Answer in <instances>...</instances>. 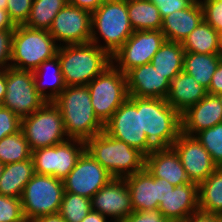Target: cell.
<instances>
[{
	"label": "cell",
	"instance_id": "5",
	"mask_svg": "<svg viewBox=\"0 0 222 222\" xmlns=\"http://www.w3.org/2000/svg\"><path fill=\"white\" fill-rule=\"evenodd\" d=\"M141 109V129L155 148H170L181 133V115L166 99L129 96Z\"/></svg>",
	"mask_w": 222,
	"mask_h": 222
},
{
	"label": "cell",
	"instance_id": "23",
	"mask_svg": "<svg viewBox=\"0 0 222 222\" xmlns=\"http://www.w3.org/2000/svg\"><path fill=\"white\" fill-rule=\"evenodd\" d=\"M202 20L203 8L199 0H194L187 8L164 17L161 31L166 40L182 43Z\"/></svg>",
	"mask_w": 222,
	"mask_h": 222
},
{
	"label": "cell",
	"instance_id": "29",
	"mask_svg": "<svg viewBox=\"0 0 222 222\" xmlns=\"http://www.w3.org/2000/svg\"><path fill=\"white\" fill-rule=\"evenodd\" d=\"M131 27L134 31L161 30L162 17L159 9L149 0L127 2Z\"/></svg>",
	"mask_w": 222,
	"mask_h": 222
},
{
	"label": "cell",
	"instance_id": "28",
	"mask_svg": "<svg viewBox=\"0 0 222 222\" xmlns=\"http://www.w3.org/2000/svg\"><path fill=\"white\" fill-rule=\"evenodd\" d=\"M199 211L222 216V167L198 185Z\"/></svg>",
	"mask_w": 222,
	"mask_h": 222
},
{
	"label": "cell",
	"instance_id": "52",
	"mask_svg": "<svg viewBox=\"0 0 222 222\" xmlns=\"http://www.w3.org/2000/svg\"><path fill=\"white\" fill-rule=\"evenodd\" d=\"M5 164L0 162V177L2 176Z\"/></svg>",
	"mask_w": 222,
	"mask_h": 222
},
{
	"label": "cell",
	"instance_id": "39",
	"mask_svg": "<svg viewBox=\"0 0 222 222\" xmlns=\"http://www.w3.org/2000/svg\"><path fill=\"white\" fill-rule=\"evenodd\" d=\"M21 130V118L0 105V140Z\"/></svg>",
	"mask_w": 222,
	"mask_h": 222
},
{
	"label": "cell",
	"instance_id": "27",
	"mask_svg": "<svg viewBox=\"0 0 222 222\" xmlns=\"http://www.w3.org/2000/svg\"><path fill=\"white\" fill-rule=\"evenodd\" d=\"M184 55L182 43L165 40L150 63L171 81L183 71Z\"/></svg>",
	"mask_w": 222,
	"mask_h": 222
},
{
	"label": "cell",
	"instance_id": "19",
	"mask_svg": "<svg viewBox=\"0 0 222 222\" xmlns=\"http://www.w3.org/2000/svg\"><path fill=\"white\" fill-rule=\"evenodd\" d=\"M129 96L166 99L170 81L151 63L132 68L126 73Z\"/></svg>",
	"mask_w": 222,
	"mask_h": 222
},
{
	"label": "cell",
	"instance_id": "43",
	"mask_svg": "<svg viewBox=\"0 0 222 222\" xmlns=\"http://www.w3.org/2000/svg\"><path fill=\"white\" fill-rule=\"evenodd\" d=\"M222 92V59L220 60L215 73L212 76L210 86L207 89V93L211 95H217Z\"/></svg>",
	"mask_w": 222,
	"mask_h": 222
},
{
	"label": "cell",
	"instance_id": "9",
	"mask_svg": "<svg viewBox=\"0 0 222 222\" xmlns=\"http://www.w3.org/2000/svg\"><path fill=\"white\" fill-rule=\"evenodd\" d=\"M97 118L105 124L129 97L126 74L113 64L87 84Z\"/></svg>",
	"mask_w": 222,
	"mask_h": 222
},
{
	"label": "cell",
	"instance_id": "12",
	"mask_svg": "<svg viewBox=\"0 0 222 222\" xmlns=\"http://www.w3.org/2000/svg\"><path fill=\"white\" fill-rule=\"evenodd\" d=\"M104 132L138 149L145 156L155 149L141 129V109H137L129 97L104 124Z\"/></svg>",
	"mask_w": 222,
	"mask_h": 222
},
{
	"label": "cell",
	"instance_id": "36",
	"mask_svg": "<svg viewBox=\"0 0 222 222\" xmlns=\"http://www.w3.org/2000/svg\"><path fill=\"white\" fill-rule=\"evenodd\" d=\"M0 222H27L20 198L0 194Z\"/></svg>",
	"mask_w": 222,
	"mask_h": 222
},
{
	"label": "cell",
	"instance_id": "18",
	"mask_svg": "<svg viewBox=\"0 0 222 222\" xmlns=\"http://www.w3.org/2000/svg\"><path fill=\"white\" fill-rule=\"evenodd\" d=\"M91 210L119 222L134 212L125 178H112L97 191L91 198Z\"/></svg>",
	"mask_w": 222,
	"mask_h": 222
},
{
	"label": "cell",
	"instance_id": "14",
	"mask_svg": "<svg viewBox=\"0 0 222 222\" xmlns=\"http://www.w3.org/2000/svg\"><path fill=\"white\" fill-rule=\"evenodd\" d=\"M112 178L110 173L85 150L75 167L63 179L64 191L91 199Z\"/></svg>",
	"mask_w": 222,
	"mask_h": 222
},
{
	"label": "cell",
	"instance_id": "24",
	"mask_svg": "<svg viewBox=\"0 0 222 222\" xmlns=\"http://www.w3.org/2000/svg\"><path fill=\"white\" fill-rule=\"evenodd\" d=\"M207 94L204 86L182 71L170 81L166 101L181 115Z\"/></svg>",
	"mask_w": 222,
	"mask_h": 222
},
{
	"label": "cell",
	"instance_id": "42",
	"mask_svg": "<svg viewBox=\"0 0 222 222\" xmlns=\"http://www.w3.org/2000/svg\"><path fill=\"white\" fill-rule=\"evenodd\" d=\"M121 222H171L166 219L159 211L147 210V211H134L127 218Z\"/></svg>",
	"mask_w": 222,
	"mask_h": 222
},
{
	"label": "cell",
	"instance_id": "8",
	"mask_svg": "<svg viewBox=\"0 0 222 222\" xmlns=\"http://www.w3.org/2000/svg\"><path fill=\"white\" fill-rule=\"evenodd\" d=\"M21 130L31 151L52 147L69 139L58 107L49 101L21 119Z\"/></svg>",
	"mask_w": 222,
	"mask_h": 222
},
{
	"label": "cell",
	"instance_id": "2",
	"mask_svg": "<svg viewBox=\"0 0 222 222\" xmlns=\"http://www.w3.org/2000/svg\"><path fill=\"white\" fill-rule=\"evenodd\" d=\"M66 86H84L112 64V56L92 42L61 45L57 55Z\"/></svg>",
	"mask_w": 222,
	"mask_h": 222
},
{
	"label": "cell",
	"instance_id": "48",
	"mask_svg": "<svg viewBox=\"0 0 222 222\" xmlns=\"http://www.w3.org/2000/svg\"><path fill=\"white\" fill-rule=\"evenodd\" d=\"M6 95V69H0V105H2Z\"/></svg>",
	"mask_w": 222,
	"mask_h": 222
},
{
	"label": "cell",
	"instance_id": "1",
	"mask_svg": "<svg viewBox=\"0 0 222 222\" xmlns=\"http://www.w3.org/2000/svg\"><path fill=\"white\" fill-rule=\"evenodd\" d=\"M63 117L64 128L70 139L86 141L104 131L97 118L87 85L66 86L53 101Z\"/></svg>",
	"mask_w": 222,
	"mask_h": 222
},
{
	"label": "cell",
	"instance_id": "31",
	"mask_svg": "<svg viewBox=\"0 0 222 222\" xmlns=\"http://www.w3.org/2000/svg\"><path fill=\"white\" fill-rule=\"evenodd\" d=\"M185 52L198 54H220L217 31L204 19L183 40Z\"/></svg>",
	"mask_w": 222,
	"mask_h": 222
},
{
	"label": "cell",
	"instance_id": "6",
	"mask_svg": "<svg viewBox=\"0 0 222 222\" xmlns=\"http://www.w3.org/2000/svg\"><path fill=\"white\" fill-rule=\"evenodd\" d=\"M59 45L46 30L17 25L12 40L10 67L34 71L57 55Z\"/></svg>",
	"mask_w": 222,
	"mask_h": 222
},
{
	"label": "cell",
	"instance_id": "40",
	"mask_svg": "<svg viewBox=\"0 0 222 222\" xmlns=\"http://www.w3.org/2000/svg\"><path fill=\"white\" fill-rule=\"evenodd\" d=\"M14 30H0V69L10 67Z\"/></svg>",
	"mask_w": 222,
	"mask_h": 222
},
{
	"label": "cell",
	"instance_id": "15",
	"mask_svg": "<svg viewBox=\"0 0 222 222\" xmlns=\"http://www.w3.org/2000/svg\"><path fill=\"white\" fill-rule=\"evenodd\" d=\"M48 32L59 46L88 43L91 38V12L67 4L55 16Z\"/></svg>",
	"mask_w": 222,
	"mask_h": 222
},
{
	"label": "cell",
	"instance_id": "41",
	"mask_svg": "<svg viewBox=\"0 0 222 222\" xmlns=\"http://www.w3.org/2000/svg\"><path fill=\"white\" fill-rule=\"evenodd\" d=\"M159 9V13L162 17L187 8L194 0H149Z\"/></svg>",
	"mask_w": 222,
	"mask_h": 222
},
{
	"label": "cell",
	"instance_id": "50",
	"mask_svg": "<svg viewBox=\"0 0 222 222\" xmlns=\"http://www.w3.org/2000/svg\"><path fill=\"white\" fill-rule=\"evenodd\" d=\"M218 34V44L220 48V54L222 55V29L217 31Z\"/></svg>",
	"mask_w": 222,
	"mask_h": 222
},
{
	"label": "cell",
	"instance_id": "35",
	"mask_svg": "<svg viewBox=\"0 0 222 222\" xmlns=\"http://www.w3.org/2000/svg\"><path fill=\"white\" fill-rule=\"evenodd\" d=\"M194 137L208 151L218 167H222V123L211 128L204 129Z\"/></svg>",
	"mask_w": 222,
	"mask_h": 222
},
{
	"label": "cell",
	"instance_id": "51",
	"mask_svg": "<svg viewBox=\"0 0 222 222\" xmlns=\"http://www.w3.org/2000/svg\"><path fill=\"white\" fill-rule=\"evenodd\" d=\"M7 8V0H0V9Z\"/></svg>",
	"mask_w": 222,
	"mask_h": 222
},
{
	"label": "cell",
	"instance_id": "21",
	"mask_svg": "<svg viewBox=\"0 0 222 222\" xmlns=\"http://www.w3.org/2000/svg\"><path fill=\"white\" fill-rule=\"evenodd\" d=\"M158 209L171 222H182L199 211L198 184L190 182L175 186L159 204Z\"/></svg>",
	"mask_w": 222,
	"mask_h": 222
},
{
	"label": "cell",
	"instance_id": "4",
	"mask_svg": "<svg viewBox=\"0 0 222 222\" xmlns=\"http://www.w3.org/2000/svg\"><path fill=\"white\" fill-rule=\"evenodd\" d=\"M133 33L125 0H106L91 13L90 42L111 56Z\"/></svg>",
	"mask_w": 222,
	"mask_h": 222
},
{
	"label": "cell",
	"instance_id": "11",
	"mask_svg": "<svg viewBox=\"0 0 222 222\" xmlns=\"http://www.w3.org/2000/svg\"><path fill=\"white\" fill-rule=\"evenodd\" d=\"M45 102L36 90L33 71L6 68V95L2 106L22 119L38 110Z\"/></svg>",
	"mask_w": 222,
	"mask_h": 222
},
{
	"label": "cell",
	"instance_id": "37",
	"mask_svg": "<svg viewBox=\"0 0 222 222\" xmlns=\"http://www.w3.org/2000/svg\"><path fill=\"white\" fill-rule=\"evenodd\" d=\"M203 19L216 31L222 29V0H199Z\"/></svg>",
	"mask_w": 222,
	"mask_h": 222
},
{
	"label": "cell",
	"instance_id": "32",
	"mask_svg": "<svg viewBox=\"0 0 222 222\" xmlns=\"http://www.w3.org/2000/svg\"><path fill=\"white\" fill-rule=\"evenodd\" d=\"M67 4V0H33L30 15L24 25L48 31L55 16Z\"/></svg>",
	"mask_w": 222,
	"mask_h": 222
},
{
	"label": "cell",
	"instance_id": "26",
	"mask_svg": "<svg viewBox=\"0 0 222 222\" xmlns=\"http://www.w3.org/2000/svg\"><path fill=\"white\" fill-rule=\"evenodd\" d=\"M49 69H52L51 76L47 78L48 80L45 79L44 81V77ZM33 76L36 90L46 101L53 102L66 88L60 62L57 56L44 61L36 70L33 71Z\"/></svg>",
	"mask_w": 222,
	"mask_h": 222
},
{
	"label": "cell",
	"instance_id": "45",
	"mask_svg": "<svg viewBox=\"0 0 222 222\" xmlns=\"http://www.w3.org/2000/svg\"><path fill=\"white\" fill-rule=\"evenodd\" d=\"M105 1L106 0H67L68 4L87 10L91 13Z\"/></svg>",
	"mask_w": 222,
	"mask_h": 222
},
{
	"label": "cell",
	"instance_id": "30",
	"mask_svg": "<svg viewBox=\"0 0 222 222\" xmlns=\"http://www.w3.org/2000/svg\"><path fill=\"white\" fill-rule=\"evenodd\" d=\"M221 59V54L185 52L183 71L193 76L199 84L208 89L212 76Z\"/></svg>",
	"mask_w": 222,
	"mask_h": 222
},
{
	"label": "cell",
	"instance_id": "17",
	"mask_svg": "<svg viewBox=\"0 0 222 222\" xmlns=\"http://www.w3.org/2000/svg\"><path fill=\"white\" fill-rule=\"evenodd\" d=\"M172 148L178 154L190 182L199 185L218 167L208 151L194 136L181 132Z\"/></svg>",
	"mask_w": 222,
	"mask_h": 222
},
{
	"label": "cell",
	"instance_id": "47",
	"mask_svg": "<svg viewBox=\"0 0 222 222\" xmlns=\"http://www.w3.org/2000/svg\"><path fill=\"white\" fill-rule=\"evenodd\" d=\"M109 219L97 211L90 210L87 216L81 222H111Z\"/></svg>",
	"mask_w": 222,
	"mask_h": 222
},
{
	"label": "cell",
	"instance_id": "49",
	"mask_svg": "<svg viewBox=\"0 0 222 222\" xmlns=\"http://www.w3.org/2000/svg\"><path fill=\"white\" fill-rule=\"evenodd\" d=\"M29 222H66V221L58 213V214L42 216V217H39V218L34 219L32 221H29Z\"/></svg>",
	"mask_w": 222,
	"mask_h": 222
},
{
	"label": "cell",
	"instance_id": "53",
	"mask_svg": "<svg viewBox=\"0 0 222 222\" xmlns=\"http://www.w3.org/2000/svg\"><path fill=\"white\" fill-rule=\"evenodd\" d=\"M217 96H218V98H219V100H220V102L222 104V92L220 94H217Z\"/></svg>",
	"mask_w": 222,
	"mask_h": 222
},
{
	"label": "cell",
	"instance_id": "34",
	"mask_svg": "<svg viewBox=\"0 0 222 222\" xmlns=\"http://www.w3.org/2000/svg\"><path fill=\"white\" fill-rule=\"evenodd\" d=\"M91 210V199L64 192L59 214L66 222H81Z\"/></svg>",
	"mask_w": 222,
	"mask_h": 222
},
{
	"label": "cell",
	"instance_id": "7",
	"mask_svg": "<svg viewBox=\"0 0 222 222\" xmlns=\"http://www.w3.org/2000/svg\"><path fill=\"white\" fill-rule=\"evenodd\" d=\"M64 192L63 180L34 173L20 198L26 221L58 214Z\"/></svg>",
	"mask_w": 222,
	"mask_h": 222
},
{
	"label": "cell",
	"instance_id": "16",
	"mask_svg": "<svg viewBox=\"0 0 222 222\" xmlns=\"http://www.w3.org/2000/svg\"><path fill=\"white\" fill-rule=\"evenodd\" d=\"M125 181L134 211L158 209L159 204L175 187L166 179L153 177L146 168L125 177Z\"/></svg>",
	"mask_w": 222,
	"mask_h": 222
},
{
	"label": "cell",
	"instance_id": "25",
	"mask_svg": "<svg viewBox=\"0 0 222 222\" xmlns=\"http://www.w3.org/2000/svg\"><path fill=\"white\" fill-rule=\"evenodd\" d=\"M32 158L11 164H5L0 177V194L21 198L26 184L34 175Z\"/></svg>",
	"mask_w": 222,
	"mask_h": 222
},
{
	"label": "cell",
	"instance_id": "22",
	"mask_svg": "<svg viewBox=\"0 0 222 222\" xmlns=\"http://www.w3.org/2000/svg\"><path fill=\"white\" fill-rule=\"evenodd\" d=\"M145 168L155 178H163L173 186L190 183L176 151L170 148H155L145 156Z\"/></svg>",
	"mask_w": 222,
	"mask_h": 222
},
{
	"label": "cell",
	"instance_id": "20",
	"mask_svg": "<svg viewBox=\"0 0 222 222\" xmlns=\"http://www.w3.org/2000/svg\"><path fill=\"white\" fill-rule=\"evenodd\" d=\"M222 123V104L217 95L207 94L181 114V132L188 136Z\"/></svg>",
	"mask_w": 222,
	"mask_h": 222
},
{
	"label": "cell",
	"instance_id": "33",
	"mask_svg": "<svg viewBox=\"0 0 222 222\" xmlns=\"http://www.w3.org/2000/svg\"><path fill=\"white\" fill-rule=\"evenodd\" d=\"M32 151L20 130L19 132L7 135L0 140V162L11 164L31 159Z\"/></svg>",
	"mask_w": 222,
	"mask_h": 222
},
{
	"label": "cell",
	"instance_id": "13",
	"mask_svg": "<svg viewBox=\"0 0 222 222\" xmlns=\"http://www.w3.org/2000/svg\"><path fill=\"white\" fill-rule=\"evenodd\" d=\"M165 40L161 30L134 31L112 55V64L126 74L132 68L150 63Z\"/></svg>",
	"mask_w": 222,
	"mask_h": 222
},
{
	"label": "cell",
	"instance_id": "3",
	"mask_svg": "<svg viewBox=\"0 0 222 222\" xmlns=\"http://www.w3.org/2000/svg\"><path fill=\"white\" fill-rule=\"evenodd\" d=\"M85 150L113 178H125L145 168V155L102 131L85 141Z\"/></svg>",
	"mask_w": 222,
	"mask_h": 222
},
{
	"label": "cell",
	"instance_id": "44",
	"mask_svg": "<svg viewBox=\"0 0 222 222\" xmlns=\"http://www.w3.org/2000/svg\"><path fill=\"white\" fill-rule=\"evenodd\" d=\"M182 222H222V216L197 211Z\"/></svg>",
	"mask_w": 222,
	"mask_h": 222
},
{
	"label": "cell",
	"instance_id": "38",
	"mask_svg": "<svg viewBox=\"0 0 222 222\" xmlns=\"http://www.w3.org/2000/svg\"><path fill=\"white\" fill-rule=\"evenodd\" d=\"M32 4L33 0H7L6 10L16 26L26 23Z\"/></svg>",
	"mask_w": 222,
	"mask_h": 222
},
{
	"label": "cell",
	"instance_id": "46",
	"mask_svg": "<svg viewBox=\"0 0 222 222\" xmlns=\"http://www.w3.org/2000/svg\"><path fill=\"white\" fill-rule=\"evenodd\" d=\"M16 25L11 20L6 9H0V30H15Z\"/></svg>",
	"mask_w": 222,
	"mask_h": 222
},
{
	"label": "cell",
	"instance_id": "10",
	"mask_svg": "<svg viewBox=\"0 0 222 222\" xmlns=\"http://www.w3.org/2000/svg\"><path fill=\"white\" fill-rule=\"evenodd\" d=\"M85 151V141L68 139L52 147L32 151L34 172L63 180Z\"/></svg>",
	"mask_w": 222,
	"mask_h": 222
}]
</instances>
